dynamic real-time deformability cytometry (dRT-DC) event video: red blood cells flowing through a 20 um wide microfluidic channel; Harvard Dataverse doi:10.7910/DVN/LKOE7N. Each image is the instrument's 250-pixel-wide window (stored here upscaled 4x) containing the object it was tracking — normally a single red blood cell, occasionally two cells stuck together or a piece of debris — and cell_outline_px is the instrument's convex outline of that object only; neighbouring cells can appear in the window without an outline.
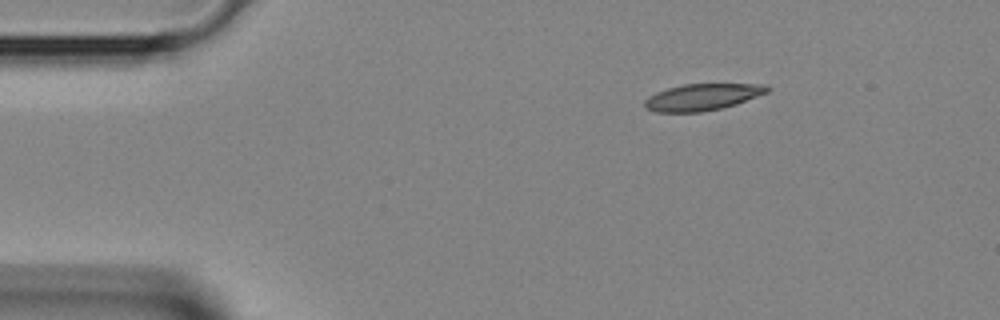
{"species": "Egyptian fruit bat (a non-hibernating species)", "species_latin": "Rousettus aegyptiacus", "temperature_condition": "room temperature", "stored_images_in_passage": 5, "segment_of_instrument_passage": [2, 2], "camera_frame_rate_fps": 3000, "um_per_image_px": 0.085, "animal": {"sex": "female"}, "frame": {"image": 1, "passage_image": 5, "time_ms": 1.333, "image_size_px": [1000, 320], "cell_outline_px": [[772, 88], [768, 92], [736, 104], [720, 108], [700, 112], [656, 112], [644, 108], [644, 100], [648, 96], [656, 92], [668, 88], [684, 84], [768, 84]], "centroid_in_image_um": [59.7, 8.24], "position_along_channel_um": 25.3, "area_um2": 19.07}}